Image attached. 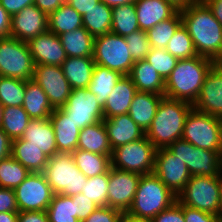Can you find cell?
<instances>
[{
  "label": "cell",
  "mask_w": 222,
  "mask_h": 222,
  "mask_svg": "<svg viewBox=\"0 0 222 222\" xmlns=\"http://www.w3.org/2000/svg\"><path fill=\"white\" fill-rule=\"evenodd\" d=\"M177 201L181 205L220 216L219 175L191 176L184 189L177 196Z\"/></svg>",
  "instance_id": "cell-6"
},
{
  "label": "cell",
  "mask_w": 222,
  "mask_h": 222,
  "mask_svg": "<svg viewBox=\"0 0 222 222\" xmlns=\"http://www.w3.org/2000/svg\"><path fill=\"white\" fill-rule=\"evenodd\" d=\"M165 50L178 60L198 55L195 51L192 39L183 24L175 31L173 37L167 43Z\"/></svg>",
  "instance_id": "cell-42"
},
{
  "label": "cell",
  "mask_w": 222,
  "mask_h": 222,
  "mask_svg": "<svg viewBox=\"0 0 222 222\" xmlns=\"http://www.w3.org/2000/svg\"><path fill=\"white\" fill-rule=\"evenodd\" d=\"M26 43L35 65L61 66L67 58L59 36L49 30Z\"/></svg>",
  "instance_id": "cell-19"
},
{
  "label": "cell",
  "mask_w": 222,
  "mask_h": 222,
  "mask_svg": "<svg viewBox=\"0 0 222 222\" xmlns=\"http://www.w3.org/2000/svg\"><path fill=\"white\" fill-rule=\"evenodd\" d=\"M140 177L141 174L110 167L108 206L125 214L133 202Z\"/></svg>",
  "instance_id": "cell-16"
},
{
  "label": "cell",
  "mask_w": 222,
  "mask_h": 222,
  "mask_svg": "<svg viewBox=\"0 0 222 222\" xmlns=\"http://www.w3.org/2000/svg\"><path fill=\"white\" fill-rule=\"evenodd\" d=\"M32 80L46 93L53 109L62 108L72 92L61 66L35 65Z\"/></svg>",
  "instance_id": "cell-14"
},
{
  "label": "cell",
  "mask_w": 222,
  "mask_h": 222,
  "mask_svg": "<svg viewBox=\"0 0 222 222\" xmlns=\"http://www.w3.org/2000/svg\"><path fill=\"white\" fill-rule=\"evenodd\" d=\"M100 0H66L81 16L91 10Z\"/></svg>",
  "instance_id": "cell-53"
},
{
  "label": "cell",
  "mask_w": 222,
  "mask_h": 222,
  "mask_svg": "<svg viewBox=\"0 0 222 222\" xmlns=\"http://www.w3.org/2000/svg\"><path fill=\"white\" fill-rule=\"evenodd\" d=\"M76 217L80 222H83L97 207L98 205L87 198L82 193L72 196Z\"/></svg>",
  "instance_id": "cell-47"
},
{
  "label": "cell",
  "mask_w": 222,
  "mask_h": 222,
  "mask_svg": "<svg viewBox=\"0 0 222 222\" xmlns=\"http://www.w3.org/2000/svg\"><path fill=\"white\" fill-rule=\"evenodd\" d=\"M192 108L189 102L163 97L145 136L157 149L167 148L182 138L185 120Z\"/></svg>",
  "instance_id": "cell-3"
},
{
  "label": "cell",
  "mask_w": 222,
  "mask_h": 222,
  "mask_svg": "<svg viewBox=\"0 0 222 222\" xmlns=\"http://www.w3.org/2000/svg\"><path fill=\"white\" fill-rule=\"evenodd\" d=\"M176 6L179 10L188 6L189 4L197 2V0H167Z\"/></svg>",
  "instance_id": "cell-60"
},
{
  "label": "cell",
  "mask_w": 222,
  "mask_h": 222,
  "mask_svg": "<svg viewBox=\"0 0 222 222\" xmlns=\"http://www.w3.org/2000/svg\"><path fill=\"white\" fill-rule=\"evenodd\" d=\"M176 200L177 197L154 173L141 175L135 197L125 215L135 219L152 220Z\"/></svg>",
  "instance_id": "cell-4"
},
{
  "label": "cell",
  "mask_w": 222,
  "mask_h": 222,
  "mask_svg": "<svg viewBox=\"0 0 222 222\" xmlns=\"http://www.w3.org/2000/svg\"><path fill=\"white\" fill-rule=\"evenodd\" d=\"M12 139L0 128V161L11 156Z\"/></svg>",
  "instance_id": "cell-56"
},
{
  "label": "cell",
  "mask_w": 222,
  "mask_h": 222,
  "mask_svg": "<svg viewBox=\"0 0 222 222\" xmlns=\"http://www.w3.org/2000/svg\"><path fill=\"white\" fill-rule=\"evenodd\" d=\"M11 156L31 173H42L49 159L42 150L21 138L12 140Z\"/></svg>",
  "instance_id": "cell-30"
},
{
  "label": "cell",
  "mask_w": 222,
  "mask_h": 222,
  "mask_svg": "<svg viewBox=\"0 0 222 222\" xmlns=\"http://www.w3.org/2000/svg\"><path fill=\"white\" fill-rule=\"evenodd\" d=\"M139 29L134 3L112 7V33L125 37Z\"/></svg>",
  "instance_id": "cell-37"
},
{
  "label": "cell",
  "mask_w": 222,
  "mask_h": 222,
  "mask_svg": "<svg viewBox=\"0 0 222 222\" xmlns=\"http://www.w3.org/2000/svg\"><path fill=\"white\" fill-rule=\"evenodd\" d=\"M61 67L72 89L88 88L95 62L93 57H67Z\"/></svg>",
  "instance_id": "cell-28"
},
{
  "label": "cell",
  "mask_w": 222,
  "mask_h": 222,
  "mask_svg": "<svg viewBox=\"0 0 222 222\" xmlns=\"http://www.w3.org/2000/svg\"><path fill=\"white\" fill-rule=\"evenodd\" d=\"M181 24V13L180 10H178L171 18L148 29L146 32L151 47L165 49L167 43Z\"/></svg>",
  "instance_id": "cell-38"
},
{
  "label": "cell",
  "mask_w": 222,
  "mask_h": 222,
  "mask_svg": "<svg viewBox=\"0 0 222 222\" xmlns=\"http://www.w3.org/2000/svg\"><path fill=\"white\" fill-rule=\"evenodd\" d=\"M43 175L54 194H80L88 178L77 168L72 153H56L49 157Z\"/></svg>",
  "instance_id": "cell-5"
},
{
  "label": "cell",
  "mask_w": 222,
  "mask_h": 222,
  "mask_svg": "<svg viewBox=\"0 0 222 222\" xmlns=\"http://www.w3.org/2000/svg\"><path fill=\"white\" fill-rule=\"evenodd\" d=\"M14 189L0 187V212H18Z\"/></svg>",
  "instance_id": "cell-50"
},
{
  "label": "cell",
  "mask_w": 222,
  "mask_h": 222,
  "mask_svg": "<svg viewBox=\"0 0 222 222\" xmlns=\"http://www.w3.org/2000/svg\"><path fill=\"white\" fill-rule=\"evenodd\" d=\"M48 19V30L57 36L83 27L82 16L66 2L52 12Z\"/></svg>",
  "instance_id": "cell-34"
},
{
  "label": "cell",
  "mask_w": 222,
  "mask_h": 222,
  "mask_svg": "<svg viewBox=\"0 0 222 222\" xmlns=\"http://www.w3.org/2000/svg\"><path fill=\"white\" fill-rule=\"evenodd\" d=\"M2 109H3V106L0 105V125H1V122H2Z\"/></svg>",
  "instance_id": "cell-63"
},
{
  "label": "cell",
  "mask_w": 222,
  "mask_h": 222,
  "mask_svg": "<svg viewBox=\"0 0 222 222\" xmlns=\"http://www.w3.org/2000/svg\"><path fill=\"white\" fill-rule=\"evenodd\" d=\"M219 185H220V194H221V211H220V217L222 220V172L219 174Z\"/></svg>",
  "instance_id": "cell-62"
},
{
  "label": "cell",
  "mask_w": 222,
  "mask_h": 222,
  "mask_svg": "<svg viewBox=\"0 0 222 222\" xmlns=\"http://www.w3.org/2000/svg\"><path fill=\"white\" fill-rule=\"evenodd\" d=\"M22 107L31 119L49 118L54 111L46 93L34 80L26 81L25 97Z\"/></svg>",
  "instance_id": "cell-29"
},
{
  "label": "cell",
  "mask_w": 222,
  "mask_h": 222,
  "mask_svg": "<svg viewBox=\"0 0 222 222\" xmlns=\"http://www.w3.org/2000/svg\"><path fill=\"white\" fill-rule=\"evenodd\" d=\"M11 36V15L0 4V38Z\"/></svg>",
  "instance_id": "cell-55"
},
{
  "label": "cell",
  "mask_w": 222,
  "mask_h": 222,
  "mask_svg": "<svg viewBox=\"0 0 222 222\" xmlns=\"http://www.w3.org/2000/svg\"><path fill=\"white\" fill-rule=\"evenodd\" d=\"M128 76L137 91L164 95L165 81L145 59L135 61Z\"/></svg>",
  "instance_id": "cell-26"
},
{
  "label": "cell",
  "mask_w": 222,
  "mask_h": 222,
  "mask_svg": "<svg viewBox=\"0 0 222 222\" xmlns=\"http://www.w3.org/2000/svg\"><path fill=\"white\" fill-rule=\"evenodd\" d=\"M80 130L104 120L103 107L88 88L72 89L66 104L61 108Z\"/></svg>",
  "instance_id": "cell-13"
},
{
  "label": "cell",
  "mask_w": 222,
  "mask_h": 222,
  "mask_svg": "<svg viewBox=\"0 0 222 222\" xmlns=\"http://www.w3.org/2000/svg\"><path fill=\"white\" fill-rule=\"evenodd\" d=\"M134 4L139 28L144 31L171 18L179 10L167 0H136Z\"/></svg>",
  "instance_id": "cell-21"
},
{
  "label": "cell",
  "mask_w": 222,
  "mask_h": 222,
  "mask_svg": "<svg viewBox=\"0 0 222 222\" xmlns=\"http://www.w3.org/2000/svg\"><path fill=\"white\" fill-rule=\"evenodd\" d=\"M0 222H18V212H0Z\"/></svg>",
  "instance_id": "cell-58"
},
{
  "label": "cell",
  "mask_w": 222,
  "mask_h": 222,
  "mask_svg": "<svg viewBox=\"0 0 222 222\" xmlns=\"http://www.w3.org/2000/svg\"><path fill=\"white\" fill-rule=\"evenodd\" d=\"M48 15L34 4L11 16V37L27 42L48 30Z\"/></svg>",
  "instance_id": "cell-18"
},
{
  "label": "cell",
  "mask_w": 222,
  "mask_h": 222,
  "mask_svg": "<svg viewBox=\"0 0 222 222\" xmlns=\"http://www.w3.org/2000/svg\"><path fill=\"white\" fill-rule=\"evenodd\" d=\"M103 123L112 150L145 136V132L130 118L129 114L104 118Z\"/></svg>",
  "instance_id": "cell-20"
},
{
  "label": "cell",
  "mask_w": 222,
  "mask_h": 222,
  "mask_svg": "<svg viewBox=\"0 0 222 222\" xmlns=\"http://www.w3.org/2000/svg\"><path fill=\"white\" fill-rule=\"evenodd\" d=\"M127 46L134 61L144 60L151 50L147 32L137 30L125 36Z\"/></svg>",
  "instance_id": "cell-45"
},
{
  "label": "cell",
  "mask_w": 222,
  "mask_h": 222,
  "mask_svg": "<svg viewBox=\"0 0 222 222\" xmlns=\"http://www.w3.org/2000/svg\"><path fill=\"white\" fill-rule=\"evenodd\" d=\"M93 60L95 64L129 75L134 60L123 36L109 32L94 38Z\"/></svg>",
  "instance_id": "cell-11"
},
{
  "label": "cell",
  "mask_w": 222,
  "mask_h": 222,
  "mask_svg": "<svg viewBox=\"0 0 222 222\" xmlns=\"http://www.w3.org/2000/svg\"><path fill=\"white\" fill-rule=\"evenodd\" d=\"M75 165L87 177L91 178L106 173L111 167L112 155H100L76 149L72 153Z\"/></svg>",
  "instance_id": "cell-35"
},
{
  "label": "cell",
  "mask_w": 222,
  "mask_h": 222,
  "mask_svg": "<svg viewBox=\"0 0 222 222\" xmlns=\"http://www.w3.org/2000/svg\"><path fill=\"white\" fill-rule=\"evenodd\" d=\"M83 27L94 37L111 32L112 7L98 2L95 7L82 16Z\"/></svg>",
  "instance_id": "cell-33"
},
{
  "label": "cell",
  "mask_w": 222,
  "mask_h": 222,
  "mask_svg": "<svg viewBox=\"0 0 222 222\" xmlns=\"http://www.w3.org/2000/svg\"><path fill=\"white\" fill-rule=\"evenodd\" d=\"M136 0H100V2L109 7L121 6L124 4L134 3Z\"/></svg>",
  "instance_id": "cell-59"
},
{
  "label": "cell",
  "mask_w": 222,
  "mask_h": 222,
  "mask_svg": "<svg viewBox=\"0 0 222 222\" xmlns=\"http://www.w3.org/2000/svg\"><path fill=\"white\" fill-rule=\"evenodd\" d=\"M167 149L185 163L191 176H218L222 172V151L201 149L182 138Z\"/></svg>",
  "instance_id": "cell-9"
},
{
  "label": "cell",
  "mask_w": 222,
  "mask_h": 222,
  "mask_svg": "<svg viewBox=\"0 0 222 222\" xmlns=\"http://www.w3.org/2000/svg\"><path fill=\"white\" fill-rule=\"evenodd\" d=\"M65 2L66 0H34V5L49 16Z\"/></svg>",
  "instance_id": "cell-54"
},
{
  "label": "cell",
  "mask_w": 222,
  "mask_h": 222,
  "mask_svg": "<svg viewBox=\"0 0 222 222\" xmlns=\"http://www.w3.org/2000/svg\"><path fill=\"white\" fill-rule=\"evenodd\" d=\"M0 4L12 16L23 8L34 4V0H0Z\"/></svg>",
  "instance_id": "cell-52"
},
{
  "label": "cell",
  "mask_w": 222,
  "mask_h": 222,
  "mask_svg": "<svg viewBox=\"0 0 222 222\" xmlns=\"http://www.w3.org/2000/svg\"><path fill=\"white\" fill-rule=\"evenodd\" d=\"M122 76L118 71L95 64L88 90L96 95L97 102L100 106L104 107L108 96Z\"/></svg>",
  "instance_id": "cell-32"
},
{
  "label": "cell",
  "mask_w": 222,
  "mask_h": 222,
  "mask_svg": "<svg viewBox=\"0 0 222 222\" xmlns=\"http://www.w3.org/2000/svg\"><path fill=\"white\" fill-rule=\"evenodd\" d=\"M26 90V81L0 76V105L22 106Z\"/></svg>",
  "instance_id": "cell-40"
},
{
  "label": "cell",
  "mask_w": 222,
  "mask_h": 222,
  "mask_svg": "<svg viewBox=\"0 0 222 222\" xmlns=\"http://www.w3.org/2000/svg\"><path fill=\"white\" fill-rule=\"evenodd\" d=\"M18 222H49L47 211H18Z\"/></svg>",
  "instance_id": "cell-51"
},
{
  "label": "cell",
  "mask_w": 222,
  "mask_h": 222,
  "mask_svg": "<svg viewBox=\"0 0 222 222\" xmlns=\"http://www.w3.org/2000/svg\"><path fill=\"white\" fill-rule=\"evenodd\" d=\"M204 3L222 26V0H206Z\"/></svg>",
  "instance_id": "cell-57"
},
{
  "label": "cell",
  "mask_w": 222,
  "mask_h": 222,
  "mask_svg": "<svg viewBox=\"0 0 222 222\" xmlns=\"http://www.w3.org/2000/svg\"><path fill=\"white\" fill-rule=\"evenodd\" d=\"M108 183L109 170L104 174L88 178L81 193L98 206H108Z\"/></svg>",
  "instance_id": "cell-43"
},
{
  "label": "cell",
  "mask_w": 222,
  "mask_h": 222,
  "mask_svg": "<svg viewBox=\"0 0 222 222\" xmlns=\"http://www.w3.org/2000/svg\"><path fill=\"white\" fill-rule=\"evenodd\" d=\"M156 151L157 148L144 136L115 148L111 156V167L141 175L152 174Z\"/></svg>",
  "instance_id": "cell-8"
},
{
  "label": "cell",
  "mask_w": 222,
  "mask_h": 222,
  "mask_svg": "<svg viewBox=\"0 0 222 222\" xmlns=\"http://www.w3.org/2000/svg\"><path fill=\"white\" fill-rule=\"evenodd\" d=\"M151 222H185L183 205L176 200L169 208L156 215Z\"/></svg>",
  "instance_id": "cell-48"
},
{
  "label": "cell",
  "mask_w": 222,
  "mask_h": 222,
  "mask_svg": "<svg viewBox=\"0 0 222 222\" xmlns=\"http://www.w3.org/2000/svg\"><path fill=\"white\" fill-rule=\"evenodd\" d=\"M121 222H151V220L135 219L127 215H124Z\"/></svg>",
  "instance_id": "cell-61"
},
{
  "label": "cell",
  "mask_w": 222,
  "mask_h": 222,
  "mask_svg": "<svg viewBox=\"0 0 222 222\" xmlns=\"http://www.w3.org/2000/svg\"><path fill=\"white\" fill-rule=\"evenodd\" d=\"M34 67L26 42L11 36L0 38V76L32 80Z\"/></svg>",
  "instance_id": "cell-10"
},
{
  "label": "cell",
  "mask_w": 222,
  "mask_h": 222,
  "mask_svg": "<svg viewBox=\"0 0 222 222\" xmlns=\"http://www.w3.org/2000/svg\"><path fill=\"white\" fill-rule=\"evenodd\" d=\"M77 149L100 155H112L113 150L103 121L88 125L80 130Z\"/></svg>",
  "instance_id": "cell-27"
},
{
  "label": "cell",
  "mask_w": 222,
  "mask_h": 222,
  "mask_svg": "<svg viewBox=\"0 0 222 222\" xmlns=\"http://www.w3.org/2000/svg\"><path fill=\"white\" fill-rule=\"evenodd\" d=\"M14 192L19 211H46L54 196L43 173H30Z\"/></svg>",
  "instance_id": "cell-12"
},
{
  "label": "cell",
  "mask_w": 222,
  "mask_h": 222,
  "mask_svg": "<svg viewBox=\"0 0 222 222\" xmlns=\"http://www.w3.org/2000/svg\"><path fill=\"white\" fill-rule=\"evenodd\" d=\"M67 57H93L94 37L80 27L59 35Z\"/></svg>",
  "instance_id": "cell-31"
},
{
  "label": "cell",
  "mask_w": 222,
  "mask_h": 222,
  "mask_svg": "<svg viewBox=\"0 0 222 222\" xmlns=\"http://www.w3.org/2000/svg\"><path fill=\"white\" fill-rule=\"evenodd\" d=\"M55 132L58 153H73L77 149L80 129L61 109H54L49 117Z\"/></svg>",
  "instance_id": "cell-22"
},
{
  "label": "cell",
  "mask_w": 222,
  "mask_h": 222,
  "mask_svg": "<svg viewBox=\"0 0 222 222\" xmlns=\"http://www.w3.org/2000/svg\"><path fill=\"white\" fill-rule=\"evenodd\" d=\"M182 24L189 33L195 51L217 63L222 57V26L203 2L180 9Z\"/></svg>",
  "instance_id": "cell-1"
},
{
  "label": "cell",
  "mask_w": 222,
  "mask_h": 222,
  "mask_svg": "<svg viewBox=\"0 0 222 222\" xmlns=\"http://www.w3.org/2000/svg\"><path fill=\"white\" fill-rule=\"evenodd\" d=\"M217 63L222 65V57Z\"/></svg>",
  "instance_id": "cell-64"
},
{
  "label": "cell",
  "mask_w": 222,
  "mask_h": 222,
  "mask_svg": "<svg viewBox=\"0 0 222 222\" xmlns=\"http://www.w3.org/2000/svg\"><path fill=\"white\" fill-rule=\"evenodd\" d=\"M28 113L22 106H6L2 109L0 128L12 139L22 137L30 121Z\"/></svg>",
  "instance_id": "cell-36"
},
{
  "label": "cell",
  "mask_w": 222,
  "mask_h": 222,
  "mask_svg": "<svg viewBox=\"0 0 222 222\" xmlns=\"http://www.w3.org/2000/svg\"><path fill=\"white\" fill-rule=\"evenodd\" d=\"M205 1H206V0H197V2H203V3H204Z\"/></svg>",
  "instance_id": "cell-65"
},
{
  "label": "cell",
  "mask_w": 222,
  "mask_h": 222,
  "mask_svg": "<svg viewBox=\"0 0 222 222\" xmlns=\"http://www.w3.org/2000/svg\"><path fill=\"white\" fill-rule=\"evenodd\" d=\"M163 97L149 92L135 93L128 114L144 132L150 127Z\"/></svg>",
  "instance_id": "cell-25"
},
{
  "label": "cell",
  "mask_w": 222,
  "mask_h": 222,
  "mask_svg": "<svg viewBox=\"0 0 222 222\" xmlns=\"http://www.w3.org/2000/svg\"><path fill=\"white\" fill-rule=\"evenodd\" d=\"M182 139L201 149L222 151V119L192 108L185 120Z\"/></svg>",
  "instance_id": "cell-7"
},
{
  "label": "cell",
  "mask_w": 222,
  "mask_h": 222,
  "mask_svg": "<svg viewBox=\"0 0 222 222\" xmlns=\"http://www.w3.org/2000/svg\"><path fill=\"white\" fill-rule=\"evenodd\" d=\"M31 172L14 157L0 161V187L15 189Z\"/></svg>",
  "instance_id": "cell-39"
},
{
  "label": "cell",
  "mask_w": 222,
  "mask_h": 222,
  "mask_svg": "<svg viewBox=\"0 0 222 222\" xmlns=\"http://www.w3.org/2000/svg\"><path fill=\"white\" fill-rule=\"evenodd\" d=\"M153 173L176 197L191 177L185 163L174 156L167 148L157 149Z\"/></svg>",
  "instance_id": "cell-15"
},
{
  "label": "cell",
  "mask_w": 222,
  "mask_h": 222,
  "mask_svg": "<svg viewBox=\"0 0 222 222\" xmlns=\"http://www.w3.org/2000/svg\"><path fill=\"white\" fill-rule=\"evenodd\" d=\"M185 222H222L219 215H213L201 210L183 205Z\"/></svg>",
  "instance_id": "cell-49"
},
{
  "label": "cell",
  "mask_w": 222,
  "mask_h": 222,
  "mask_svg": "<svg viewBox=\"0 0 222 222\" xmlns=\"http://www.w3.org/2000/svg\"><path fill=\"white\" fill-rule=\"evenodd\" d=\"M214 64L213 60L199 55L178 60L176 67L165 80L164 96L193 105L200 94L207 72Z\"/></svg>",
  "instance_id": "cell-2"
},
{
  "label": "cell",
  "mask_w": 222,
  "mask_h": 222,
  "mask_svg": "<svg viewBox=\"0 0 222 222\" xmlns=\"http://www.w3.org/2000/svg\"><path fill=\"white\" fill-rule=\"evenodd\" d=\"M21 139L39 148L48 157L58 153L54 128L49 118L30 119Z\"/></svg>",
  "instance_id": "cell-23"
},
{
  "label": "cell",
  "mask_w": 222,
  "mask_h": 222,
  "mask_svg": "<svg viewBox=\"0 0 222 222\" xmlns=\"http://www.w3.org/2000/svg\"><path fill=\"white\" fill-rule=\"evenodd\" d=\"M145 60L153 66L164 81L169 77L178 62V59L167 50L154 47H151Z\"/></svg>",
  "instance_id": "cell-44"
},
{
  "label": "cell",
  "mask_w": 222,
  "mask_h": 222,
  "mask_svg": "<svg viewBox=\"0 0 222 222\" xmlns=\"http://www.w3.org/2000/svg\"><path fill=\"white\" fill-rule=\"evenodd\" d=\"M136 92V86L131 78L128 75H123L115 84L103 107L104 118L128 114Z\"/></svg>",
  "instance_id": "cell-24"
},
{
  "label": "cell",
  "mask_w": 222,
  "mask_h": 222,
  "mask_svg": "<svg viewBox=\"0 0 222 222\" xmlns=\"http://www.w3.org/2000/svg\"><path fill=\"white\" fill-rule=\"evenodd\" d=\"M196 110L222 119V65L215 63L207 72L200 94L193 104Z\"/></svg>",
  "instance_id": "cell-17"
},
{
  "label": "cell",
  "mask_w": 222,
  "mask_h": 222,
  "mask_svg": "<svg viewBox=\"0 0 222 222\" xmlns=\"http://www.w3.org/2000/svg\"><path fill=\"white\" fill-rule=\"evenodd\" d=\"M125 214L109 206H98L83 222H121Z\"/></svg>",
  "instance_id": "cell-46"
},
{
  "label": "cell",
  "mask_w": 222,
  "mask_h": 222,
  "mask_svg": "<svg viewBox=\"0 0 222 222\" xmlns=\"http://www.w3.org/2000/svg\"><path fill=\"white\" fill-rule=\"evenodd\" d=\"M46 211L49 222H80L76 217L72 196L54 194Z\"/></svg>",
  "instance_id": "cell-41"
}]
</instances>
